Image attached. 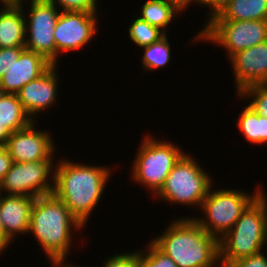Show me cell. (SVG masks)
I'll return each mask as SVG.
<instances>
[{
    "mask_svg": "<svg viewBox=\"0 0 267 267\" xmlns=\"http://www.w3.org/2000/svg\"><path fill=\"white\" fill-rule=\"evenodd\" d=\"M57 162L53 194L67 206L81 225L86 226L101 199L105 184L112 176L111 170L104 166L74 163L68 159Z\"/></svg>",
    "mask_w": 267,
    "mask_h": 267,
    "instance_id": "1",
    "label": "cell"
},
{
    "mask_svg": "<svg viewBox=\"0 0 267 267\" xmlns=\"http://www.w3.org/2000/svg\"><path fill=\"white\" fill-rule=\"evenodd\" d=\"M150 241L177 267H215L220 262L219 239L208 234L192 217L175 219Z\"/></svg>",
    "mask_w": 267,
    "mask_h": 267,
    "instance_id": "2",
    "label": "cell"
},
{
    "mask_svg": "<svg viewBox=\"0 0 267 267\" xmlns=\"http://www.w3.org/2000/svg\"><path fill=\"white\" fill-rule=\"evenodd\" d=\"M83 228L67 206L53 193L35 198L27 235L30 233L36 238L49 262L67 259L72 248L73 231Z\"/></svg>",
    "mask_w": 267,
    "mask_h": 267,
    "instance_id": "3",
    "label": "cell"
},
{
    "mask_svg": "<svg viewBox=\"0 0 267 267\" xmlns=\"http://www.w3.org/2000/svg\"><path fill=\"white\" fill-rule=\"evenodd\" d=\"M266 245V205L258 196L219 239L220 263L229 267L241 258L261 252Z\"/></svg>",
    "mask_w": 267,
    "mask_h": 267,
    "instance_id": "4",
    "label": "cell"
},
{
    "mask_svg": "<svg viewBox=\"0 0 267 267\" xmlns=\"http://www.w3.org/2000/svg\"><path fill=\"white\" fill-rule=\"evenodd\" d=\"M184 154L179 146L146 135L138 148L134 163L132 162L130 178L148 188L155 196Z\"/></svg>",
    "mask_w": 267,
    "mask_h": 267,
    "instance_id": "5",
    "label": "cell"
},
{
    "mask_svg": "<svg viewBox=\"0 0 267 267\" xmlns=\"http://www.w3.org/2000/svg\"><path fill=\"white\" fill-rule=\"evenodd\" d=\"M212 179L193 156L184 154L175 164L161 189L155 194L162 201L201 206L212 186Z\"/></svg>",
    "mask_w": 267,
    "mask_h": 267,
    "instance_id": "6",
    "label": "cell"
},
{
    "mask_svg": "<svg viewBox=\"0 0 267 267\" xmlns=\"http://www.w3.org/2000/svg\"><path fill=\"white\" fill-rule=\"evenodd\" d=\"M259 196V186L254 194L234 189L210 188L199 207L206 217H192L208 234L220 239L240 218L246 208Z\"/></svg>",
    "mask_w": 267,
    "mask_h": 267,
    "instance_id": "7",
    "label": "cell"
},
{
    "mask_svg": "<svg viewBox=\"0 0 267 267\" xmlns=\"http://www.w3.org/2000/svg\"><path fill=\"white\" fill-rule=\"evenodd\" d=\"M207 21L192 41L203 40L222 46L227 50L228 58L238 51L267 41V20Z\"/></svg>",
    "mask_w": 267,
    "mask_h": 267,
    "instance_id": "8",
    "label": "cell"
},
{
    "mask_svg": "<svg viewBox=\"0 0 267 267\" xmlns=\"http://www.w3.org/2000/svg\"><path fill=\"white\" fill-rule=\"evenodd\" d=\"M53 158L37 162H13L0 183V193L34 198L52 194L55 176Z\"/></svg>",
    "mask_w": 267,
    "mask_h": 267,
    "instance_id": "9",
    "label": "cell"
},
{
    "mask_svg": "<svg viewBox=\"0 0 267 267\" xmlns=\"http://www.w3.org/2000/svg\"><path fill=\"white\" fill-rule=\"evenodd\" d=\"M31 7L25 14V49L42 55L56 65V42L54 30L60 15L49 0H29ZM29 12V13H28ZM29 33V34H28ZM29 35V36H28Z\"/></svg>",
    "mask_w": 267,
    "mask_h": 267,
    "instance_id": "10",
    "label": "cell"
},
{
    "mask_svg": "<svg viewBox=\"0 0 267 267\" xmlns=\"http://www.w3.org/2000/svg\"><path fill=\"white\" fill-rule=\"evenodd\" d=\"M97 17V12H60L54 30L56 60L60 53L79 50L93 39L98 33Z\"/></svg>",
    "mask_w": 267,
    "mask_h": 267,
    "instance_id": "11",
    "label": "cell"
},
{
    "mask_svg": "<svg viewBox=\"0 0 267 267\" xmlns=\"http://www.w3.org/2000/svg\"><path fill=\"white\" fill-rule=\"evenodd\" d=\"M36 121L22 130L13 132L4 145L13 162H37L50 160L54 156L56 146L50 132L35 130Z\"/></svg>",
    "mask_w": 267,
    "mask_h": 267,
    "instance_id": "12",
    "label": "cell"
},
{
    "mask_svg": "<svg viewBox=\"0 0 267 267\" xmlns=\"http://www.w3.org/2000/svg\"><path fill=\"white\" fill-rule=\"evenodd\" d=\"M237 94L255 84H267V41L236 52L230 58Z\"/></svg>",
    "mask_w": 267,
    "mask_h": 267,
    "instance_id": "13",
    "label": "cell"
},
{
    "mask_svg": "<svg viewBox=\"0 0 267 267\" xmlns=\"http://www.w3.org/2000/svg\"><path fill=\"white\" fill-rule=\"evenodd\" d=\"M57 65H52L43 75L27 83L17 93L22 108L33 121L36 114L50 108L57 101Z\"/></svg>",
    "mask_w": 267,
    "mask_h": 267,
    "instance_id": "14",
    "label": "cell"
},
{
    "mask_svg": "<svg viewBox=\"0 0 267 267\" xmlns=\"http://www.w3.org/2000/svg\"><path fill=\"white\" fill-rule=\"evenodd\" d=\"M53 64L42 55L23 49L9 70L0 78L5 93L17 94L22 87L43 75Z\"/></svg>",
    "mask_w": 267,
    "mask_h": 267,
    "instance_id": "15",
    "label": "cell"
},
{
    "mask_svg": "<svg viewBox=\"0 0 267 267\" xmlns=\"http://www.w3.org/2000/svg\"><path fill=\"white\" fill-rule=\"evenodd\" d=\"M34 200V197L7 194L3 196L0 193L1 221L6 235L12 241L17 233H28Z\"/></svg>",
    "mask_w": 267,
    "mask_h": 267,
    "instance_id": "16",
    "label": "cell"
},
{
    "mask_svg": "<svg viewBox=\"0 0 267 267\" xmlns=\"http://www.w3.org/2000/svg\"><path fill=\"white\" fill-rule=\"evenodd\" d=\"M3 2L0 6V48L25 47V5Z\"/></svg>",
    "mask_w": 267,
    "mask_h": 267,
    "instance_id": "17",
    "label": "cell"
},
{
    "mask_svg": "<svg viewBox=\"0 0 267 267\" xmlns=\"http://www.w3.org/2000/svg\"><path fill=\"white\" fill-rule=\"evenodd\" d=\"M210 20H267V0H229Z\"/></svg>",
    "mask_w": 267,
    "mask_h": 267,
    "instance_id": "18",
    "label": "cell"
},
{
    "mask_svg": "<svg viewBox=\"0 0 267 267\" xmlns=\"http://www.w3.org/2000/svg\"><path fill=\"white\" fill-rule=\"evenodd\" d=\"M139 17L167 33L166 27L174 20V16L181 10L175 3L167 0H148L141 7ZM173 19V20H172Z\"/></svg>",
    "mask_w": 267,
    "mask_h": 267,
    "instance_id": "19",
    "label": "cell"
},
{
    "mask_svg": "<svg viewBox=\"0 0 267 267\" xmlns=\"http://www.w3.org/2000/svg\"><path fill=\"white\" fill-rule=\"evenodd\" d=\"M33 120L22 108L17 94L5 93L0 99V124L12 133L28 127Z\"/></svg>",
    "mask_w": 267,
    "mask_h": 267,
    "instance_id": "20",
    "label": "cell"
},
{
    "mask_svg": "<svg viewBox=\"0 0 267 267\" xmlns=\"http://www.w3.org/2000/svg\"><path fill=\"white\" fill-rule=\"evenodd\" d=\"M238 128L251 144H267V118L256 113L250 106L239 115Z\"/></svg>",
    "mask_w": 267,
    "mask_h": 267,
    "instance_id": "21",
    "label": "cell"
},
{
    "mask_svg": "<svg viewBox=\"0 0 267 267\" xmlns=\"http://www.w3.org/2000/svg\"><path fill=\"white\" fill-rule=\"evenodd\" d=\"M167 34L159 41L152 43L149 46L143 47L144 52L142 58V68L146 71H158L159 68L166 67L171 60L170 44Z\"/></svg>",
    "mask_w": 267,
    "mask_h": 267,
    "instance_id": "22",
    "label": "cell"
},
{
    "mask_svg": "<svg viewBox=\"0 0 267 267\" xmlns=\"http://www.w3.org/2000/svg\"><path fill=\"white\" fill-rule=\"evenodd\" d=\"M128 31L131 42L133 41L139 48L149 46L166 35L162 30L152 26L140 17L133 20Z\"/></svg>",
    "mask_w": 267,
    "mask_h": 267,
    "instance_id": "23",
    "label": "cell"
},
{
    "mask_svg": "<svg viewBox=\"0 0 267 267\" xmlns=\"http://www.w3.org/2000/svg\"><path fill=\"white\" fill-rule=\"evenodd\" d=\"M241 99L251 98L248 106L256 113L267 118V84H255L244 88L240 93L236 94Z\"/></svg>",
    "mask_w": 267,
    "mask_h": 267,
    "instance_id": "24",
    "label": "cell"
},
{
    "mask_svg": "<svg viewBox=\"0 0 267 267\" xmlns=\"http://www.w3.org/2000/svg\"><path fill=\"white\" fill-rule=\"evenodd\" d=\"M146 250L139 251V267H177L169 256L149 241Z\"/></svg>",
    "mask_w": 267,
    "mask_h": 267,
    "instance_id": "25",
    "label": "cell"
},
{
    "mask_svg": "<svg viewBox=\"0 0 267 267\" xmlns=\"http://www.w3.org/2000/svg\"><path fill=\"white\" fill-rule=\"evenodd\" d=\"M51 3L60 6L62 11H86L98 12V0H49Z\"/></svg>",
    "mask_w": 267,
    "mask_h": 267,
    "instance_id": "26",
    "label": "cell"
},
{
    "mask_svg": "<svg viewBox=\"0 0 267 267\" xmlns=\"http://www.w3.org/2000/svg\"><path fill=\"white\" fill-rule=\"evenodd\" d=\"M103 267H139V251L115 254L105 261Z\"/></svg>",
    "mask_w": 267,
    "mask_h": 267,
    "instance_id": "27",
    "label": "cell"
},
{
    "mask_svg": "<svg viewBox=\"0 0 267 267\" xmlns=\"http://www.w3.org/2000/svg\"><path fill=\"white\" fill-rule=\"evenodd\" d=\"M24 47L0 48V78L9 70L14 61H17Z\"/></svg>",
    "mask_w": 267,
    "mask_h": 267,
    "instance_id": "28",
    "label": "cell"
},
{
    "mask_svg": "<svg viewBox=\"0 0 267 267\" xmlns=\"http://www.w3.org/2000/svg\"><path fill=\"white\" fill-rule=\"evenodd\" d=\"M229 267H267V256L263 252L241 258Z\"/></svg>",
    "mask_w": 267,
    "mask_h": 267,
    "instance_id": "29",
    "label": "cell"
},
{
    "mask_svg": "<svg viewBox=\"0 0 267 267\" xmlns=\"http://www.w3.org/2000/svg\"><path fill=\"white\" fill-rule=\"evenodd\" d=\"M13 160L8 150L4 146H0V183L5 174L11 169Z\"/></svg>",
    "mask_w": 267,
    "mask_h": 267,
    "instance_id": "30",
    "label": "cell"
},
{
    "mask_svg": "<svg viewBox=\"0 0 267 267\" xmlns=\"http://www.w3.org/2000/svg\"><path fill=\"white\" fill-rule=\"evenodd\" d=\"M228 1L229 0H197L196 4H203V6L210 8V20L221 12V10L227 5Z\"/></svg>",
    "mask_w": 267,
    "mask_h": 267,
    "instance_id": "31",
    "label": "cell"
},
{
    "mask_svg": "<svg viewBox=\"0 0 267 267\" xmlns=\"http://www.w3.org/2000/svg\"><path fill=\"white\" fill-rule=\"evenodd\" d=\"M12 243V240L6 235L4 231V227L0 217V253L4 251V249L8 248L9 244Z\"/></svg>",
    "mask_w": 267,
    "mask_h": 267,
    "instance_id": "32",
    "label": "cell"
},
{
    "mask_svg": "<svg viewBox=\"0 0 267 267\" xmlns=\"http://www.w3.org/2000/svg\"><path fill=\"white\" fill-rule=\"evenodd\" d=\"M12 132L5 126L0 124V146H4Z\"/></svg>",
    "mask_w": 267,
    "mask_h": 267,
    "instance_id": "33",
    "label": "cell"
},
{
    "mask_svg": "<svg viewBox=\"0 0 267 267\" xmlns=\"http://www.w3.org/2000/svg\"><path fill=\"white\" fill-rule=\"evenodd\" d=\"M175 3L181 10H185L188 5L192 4V2L197 3V0H167Z\"/></svg>",
    "mask_w": 267,
    "mask_h": 267,
    "instance_id": "34",
    "label": "cell"
},
{
    "mask_svg": "<svg viewBox=\"0 0 267 267\" xmlns=\"http://www.w3.org/2000/svg\"><path fill=\"white\" fill-rule=\"evenodd\" d=\"M65 261H67V260H51L50 263L53 264L52 265L53 267H77V265L74 266L73 264H71V263L68 264Z\"/></svg>",
    "mask_w": 267,
    "mask_h": 267,
    "instance_id": "35",
    "label": "cell"
},
{
    "mask_svg": "<svg viewBox=\"0 0 267 267\" xmlns=\"http://www.w3.org/2000/svg\"><path fill=\"white\" fill-rule=\"evenodd\" d=\"M259 197L262 199V201L265 203L266 205V217H267V196L266 194L264 193V189L263 187L261 186V184L259 185Z\"/></svg>",
    "mask_w": 267,
    "mask_h": 267,
    "instance_id": "36",
    "label": "cell"
},
{
    "mask_svg": "<svg viewBox=\"0 0 267 267\" xmlns=\"http://www.w3.org/2000/svg\"><path fill=\"white\" fill-rule=\"evenodd\" d=\"M0 1H1V3H3V2L18 3V2H20V1H22V0H0ZM23 1H25V0H23Z\"/></svg>",
    "mask_w": 267,
    "mask_h": 267,
    "instance_id": "37",
    "label": "cell"
},
{
    "mask_svg": "<svg viewBox=\"0 0 267 267\" xmlns=\"http://www.w3.org/2000/svg\"><path fill=\"white\" fill-rule=\"evenodd\" d=\"M5 94V92L3 91L2 87L0 86V99L2 98V96Z\"/></svg>",
    "mask_w": 267,
    "mask_h": 267,
    "instance_id": "38",
    "label": "cell"
},
{
    "mask_svg": "<svg viewBox=\"0 0 267 267\" xmlns=\"http://www.w3.org/2000/svg\"><path fill=\"white\" fill-rule=\"evenodd\" d=\"M266 240H267V217H266Z\"/></svg>",
    "mask_w": 267,
    "mask_h": 267,
    "instance_id": "39",
    "label": "cell"
},
{
    "mask_svg": "<svg viewBox=\"0 0 267 267\" xmlns=\"http://www.w3.org/2000/svg\"><path fill=\"white\" fill-rule=\"evenodd\" d=\"M219 267H224L220 262H219ZM217 265L215 267H218Z\"/></svg>",
    "mask_w": 267,
    "mask_h": 267,
    "instance_id": "40",
    "label": "cell"
}]
</instances>
